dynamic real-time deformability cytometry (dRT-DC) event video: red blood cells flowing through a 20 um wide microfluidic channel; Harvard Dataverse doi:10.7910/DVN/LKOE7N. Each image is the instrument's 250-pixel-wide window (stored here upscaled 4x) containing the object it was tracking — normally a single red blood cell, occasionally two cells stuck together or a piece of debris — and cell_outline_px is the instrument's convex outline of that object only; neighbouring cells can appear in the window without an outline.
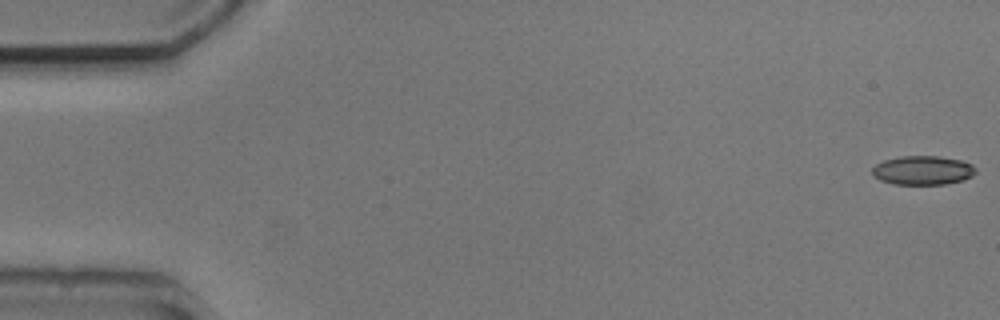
{"species": "common noctule bat (a hibernating species)", "species_latin": "Nyctalus noctula", "temperature_condition": "cold", "stored_images_in_passage": 6, "camera_frame_rate_fps": 3000, "um_per_image_px": 0.085, "animal": {"sex": "male", "body_mass_g": 20.5, "forearm_length_mm": 52.5}, "frame": {"image": 1, "passage_image": 1, "time_ms": 0.0, "image_size_px": [1000, 320], "cell_outline_px": [[976, 172], [972, 176], [964, 180], [944, 184], [892, 184], [880, 180], [872, 176], [872, 168], [876, 164], [884, 160], [900, 156], [940, 156], [960, 160], [972, 164], [976, 168]], "centroid_in_image_um": [78.43, 14.48], "position_along_channel_um": 6.6, "area_um2": 17.63}}
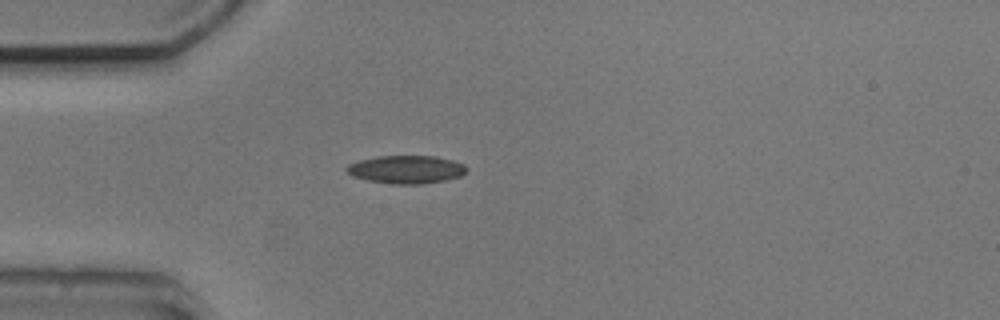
{"frame": {"image": 2, "passage_image": 5, "time_ms": 4.667, "image_size_px": [1000, 320], "cell_outline_px": [[468, 172], [460, 176], [444, 180], [424, 184], [392, 184], [368, 180], [352, 176], [344, 168], [348, 164], [360, 160], [376, 156], [436, 156], [452, 160], [464, 164], [468, 168]], "centroid_in_image_um": [34.55, 14.4], "position_along_channel_um": 50.5, "area_um2": 19.71}}